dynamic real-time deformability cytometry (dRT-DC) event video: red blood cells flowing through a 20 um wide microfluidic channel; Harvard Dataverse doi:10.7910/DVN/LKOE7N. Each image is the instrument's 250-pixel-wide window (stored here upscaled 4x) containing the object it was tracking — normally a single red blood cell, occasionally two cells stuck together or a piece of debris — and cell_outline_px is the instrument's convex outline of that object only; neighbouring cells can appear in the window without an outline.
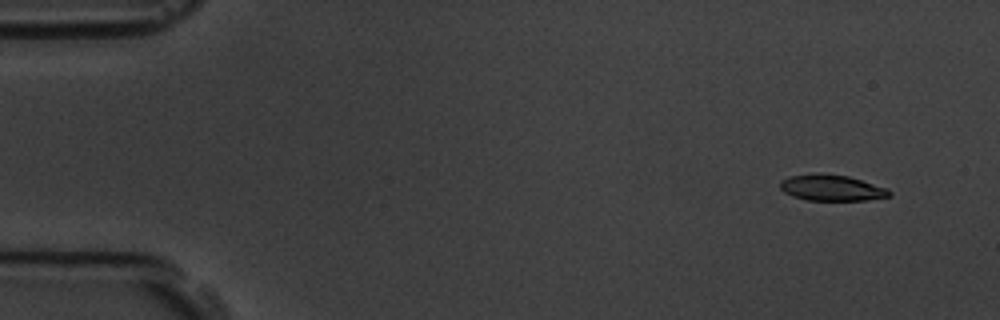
{"species": "common noctule bat (a hibernating species)", "species_latin": "Nyctalus noctula", "temperature_condition": "room temperature", "stored_images_in_passage": 9, "camera_frame_rate_fps": 3000, "um_per_image_px": 0.085, "animal": {"sex": "male", "body_mass_g": 19.5, "forearm_length_mm": 54.6}, "frame": {"image": 1, "passage_image": 1, "time_ms": 0.0, "image_size_px": [1000, 320], "cell_outline_px": [[892, 196], [868, 200], [808, 200], [792, 196], [784, 192], [780, 188], [780, 180], [788, 176], [816, 172], [848, 176], [888, 188], [892, 192]], "centroid_in_image_um": [70.68, 15.95], "position_along_channel_um": 14.3, "area_um2": 16.82}}
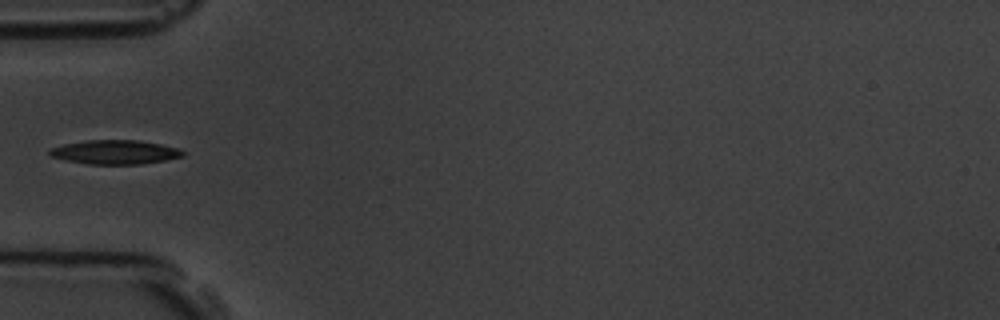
{"frame": {"image": 2, "passage_image": 5, "time_ms": 4.667, "image_size_px": [1000, 320], "cell_outline_px": [[184, 156], [164, 160], [140, 164], [88, 164], [68, 160], [52, 156], [48, 152], [48, 148], [64, 144], [84, 140], [136, 140], [160, 144], [176, 148], [184, 152]], "centroid_in_image_um": [9.74, 12.92], "position_along_channel_um": 75.3, "area_um2": 18.5}}
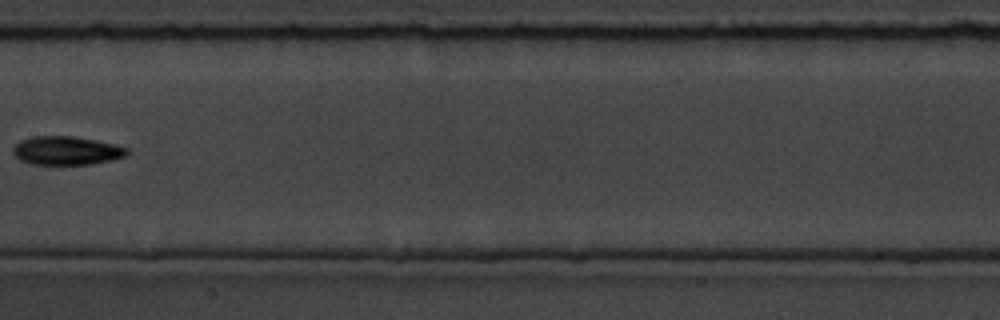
{"frame": {"image": 3, "passage_image": 8, "time_ms": 8.0, "image_size_px": [1000, 320], "cell_outline_px": [[128, 152], [124, 156], [112, 160], [88, 164], [32, 164], [20, 160], [12, 152], [12, 148], [20, 140], [32, 136], [76, 136], [116, 144], [128, 148]], "centroid_in_image_um": [5.64, 12.79], "position_along_channel_um": 201.8, "area_um2": 19.02}}